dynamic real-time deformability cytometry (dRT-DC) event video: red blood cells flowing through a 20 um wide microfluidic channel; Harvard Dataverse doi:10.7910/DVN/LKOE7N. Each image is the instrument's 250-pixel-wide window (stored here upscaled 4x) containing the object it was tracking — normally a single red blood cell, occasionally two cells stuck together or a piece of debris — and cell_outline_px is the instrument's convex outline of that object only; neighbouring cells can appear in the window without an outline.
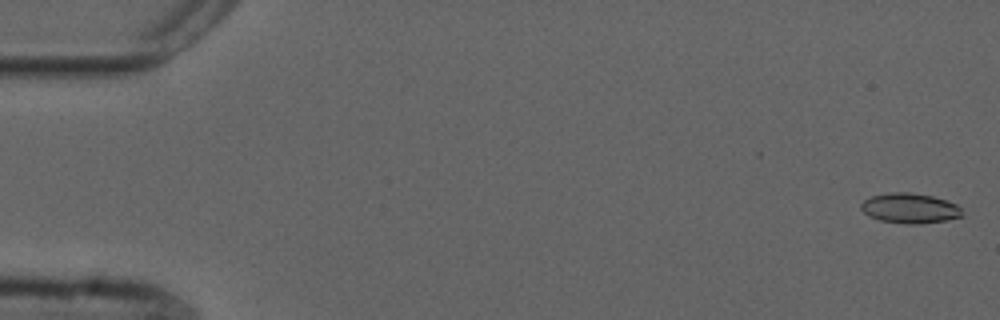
{"species": "common noctule bat (a hibernating species)", "species_latin": "Nyctalus noctula", "temperature_condition": "cold", "stored_images_in_passage": 54, "camera_frame_rate_fps": 3000, "um_per_image_px": 0.085, "animal": {"sex": "male", "forearm_length_mm": 52.5}, "frame": {"image": 1, "passage_image": 1, "time_ms": 0.0, "image_size_px": [1000, 320], "cell_outline_px": [[964, 216], [948, 220], [920, 224], [904, 224], [880, 220], [868, 216], [860, 208], [860, 204], [864, 200], [872, 196], [888, 192], [908, 192], [932, 196], [948, 200], [956, 204], [960, 208]], "centroid_in_image_um": [77.34, 17.7], "position_along_channel_um": 7.7, "area_um2": 17.92}}
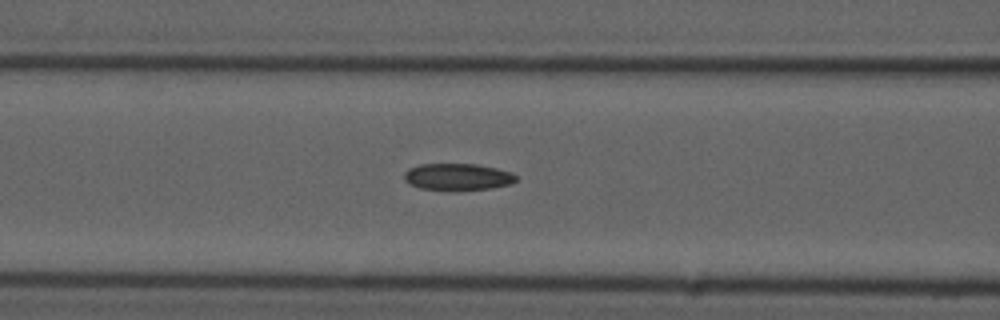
{"frame": {"image": 2, "passage_image": 22, "time_ms": 7.0, "image_size_px": [1000, 320], "cell_outline_px": [[516, 180], [512, 184], [492, 188], [456, 192], [448, 192], [420, 188], [408, 184], [404, 180], [404, 172], [408, 168], [420, 164], [476, 164], [496, 168], [512, 172], [516, 176]], "centroid_in_image_um": [38.87, 15.06], "position_along_channel_um": 127.7, "area_um2": 18.15}}
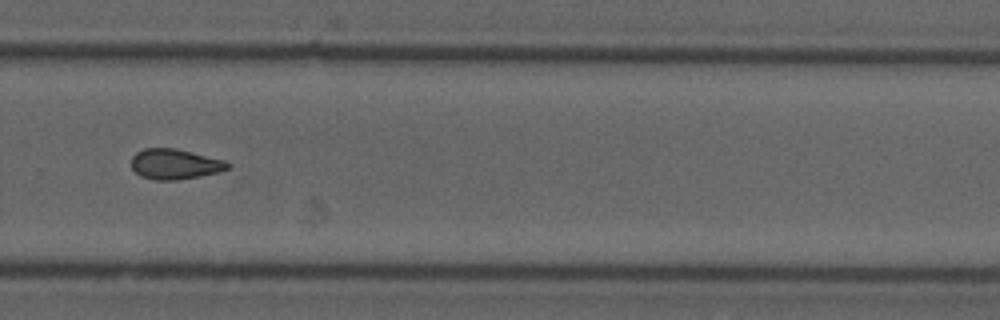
{"frame": {"image": 3, "passage_image": 37, "time_ms": 12.0, "image_size_px": [1000, 320], "cell_outline_px": [[232, 168], [220, 172], [200, 176], [176, 180], [152, 180], [140, 176], [132, 168], [132, 156], [136, 152], [144, 148], [176, 148], [224, 160], [232, 164]], "centroid_in_image_um": [14.89, 13.95], "position_along_channel_um": 314.9, "area_um2": 17.22}, "authors_computed_cell_mechanics": {"area_um2": 17.5134, "velocity_mm_per_s": 3.748, "shape_relaxation_time_tau1_ms": null, "shape_relaxation_time_tau2_ms": 4.0147, "deformation_change_tau1": null, "deformation_change_tau2": 0.1139}}